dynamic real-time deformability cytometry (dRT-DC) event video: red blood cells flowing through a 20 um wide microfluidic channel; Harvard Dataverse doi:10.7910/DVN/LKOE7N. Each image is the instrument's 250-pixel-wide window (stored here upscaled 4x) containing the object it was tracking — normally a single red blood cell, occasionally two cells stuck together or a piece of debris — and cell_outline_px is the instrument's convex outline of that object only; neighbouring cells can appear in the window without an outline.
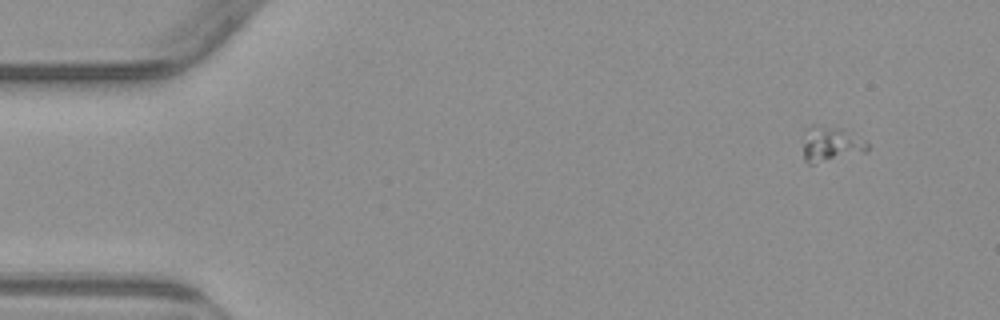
{"species": "common noctule bat (a hibernating species)", "species_latin": "Nyctalus noctula", "temperature_condition": "warm", "stored_images_in_passage": 4, "camera_frame_rate_fps": 3000, "um_per_image_px": 0.085, "animal": {"sex": "male", "body_mass_g": 23.1, "forearm_length_mm": 52.7}, "frame": {"image": 1, "passage_image": 1, "time_ms": 0.0, "image_size_px": [1000, 320], "cell_outline_px": [[868, 148], [864, 152], [812, 164], [808, 164], [804, 160], [804, 128], [812, 124], [816, 124], [840, 128], [852, 132], [868, 144]], "centroid_in_image_um": [70.57, 12.21], "position_along_channel_um": 14.4, "area_um2": 13.18}}
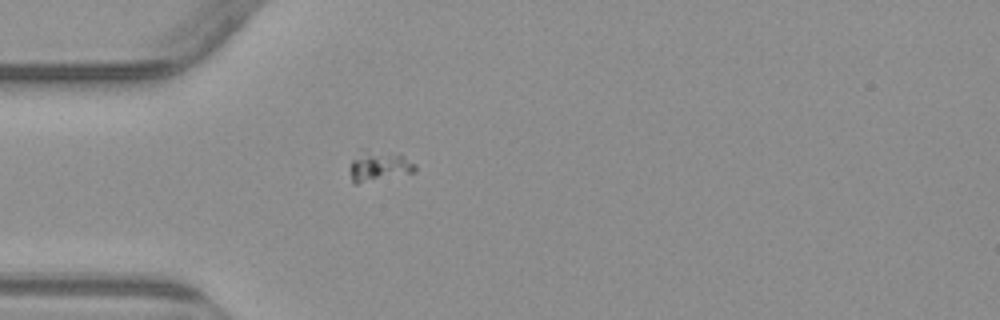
{"frame": {"image": 2, "passage_image": 4, "time_ms": 3.667, "image_size_px": [1000, 320], "cell_outline_px": [[416, 172], [356, 184], [352, 180], [352, 160], [360, 148], [364, 148], [400, 152], [416, 164]], "centroid_in_image_um": [32.28, 14.04], "position_along_channel_um": 52.7, "area_um2": 11.96}}